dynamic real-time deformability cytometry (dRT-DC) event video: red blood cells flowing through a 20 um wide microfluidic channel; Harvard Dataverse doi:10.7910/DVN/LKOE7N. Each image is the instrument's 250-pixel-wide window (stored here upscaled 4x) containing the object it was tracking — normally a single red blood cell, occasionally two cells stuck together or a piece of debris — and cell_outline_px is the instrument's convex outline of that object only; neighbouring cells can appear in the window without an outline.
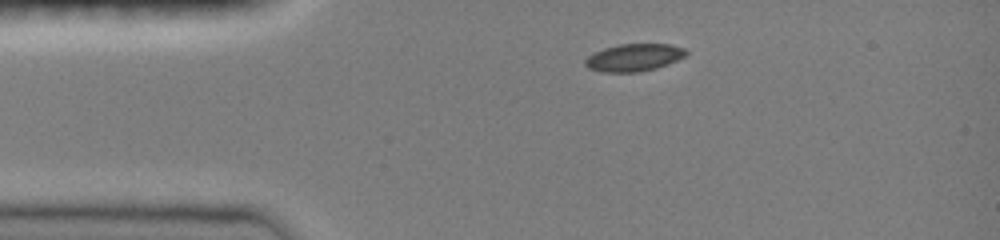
{"species": "common noctule bat (a hibernating species)", "species_latin": "Nyctalus noctula", "temperature_condition": "room temperature", "stored_images_in_passage": 37, "camera_frame_rate_fps": 3000, "um_per_image_px": 0.085, "animal": {"sex": "female", "body_mass_g": 19.0, "forearm_length_mm": 51.5}, "frame": {"image": 1, "passage_image": 1, "time_ms": 0.0, "image_size_px": [1000, 240], "cell_outline_px": [[688, 52], [684, 56], [668, 64], [656, 68], [640, 72], [600, 72], [588, 68], [584, 64], [584, 60], [588, 56], [604, 48], [620, 44], [672, 44], [684, 48]], "centroid_in_image_um": [53.87, 4.89], "position_along_channel_um": 31.1, "area_um2": 16.13}}
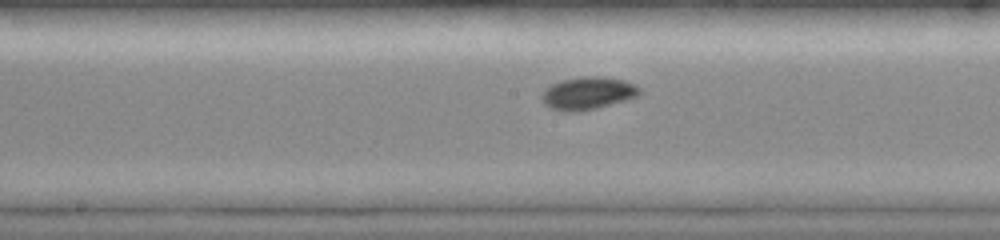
{"frame": {"image": 2, "passage_image": 16, "time_ms": 5.0, "image_size_px": [1000, 240], "cell_outline_px": [[640, 92], [636, 96], [628, 100], [580, 112], [564, 112], [548, 108], [544, 104], [540, 96], [544, 88], [552, 84], [564, 80], [584, 76], [600, 76], [624, 80], [636, 84], [640, 88]], "centroid_in_image_um": [49.94, 7.94], "position_along_channel_um": 198.3, "area_um2": 18.84}}
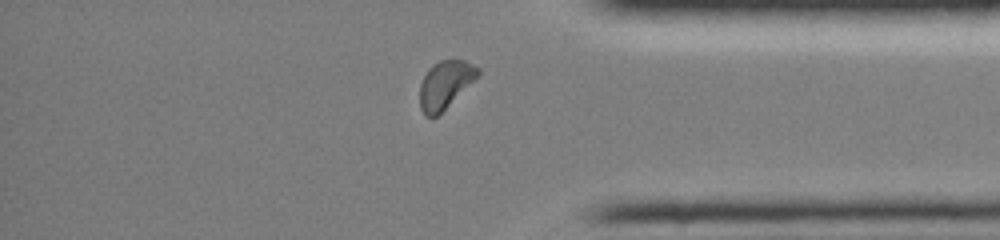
{"frame": {"image": 3, "passage_image": 31, "time_ms": 10.0, "image_size_px": [1000, 240], "cell_outline_px": [[480, 76], [436, 116], [424, 116], [420, 108], [420, 84], [428, 68], [432, 64], [440, 60], [464, 60], [480, 68]], "centroid_in_image_um": [37.85, 7.17], "position_along_channel_um": 397.3, "area_um2": 16.13}, "authors_computed_cell_mechanics": {"area_um2": 16.8776, "velocity_mm_per_s": 4.0619, "shape_relaxation_time_tau1_ms": 3.1356, "shape_relaxation_time_tau2_ms": null, "deformation_change_tau1": 0.0703, "deformation_change_tau2": null}}